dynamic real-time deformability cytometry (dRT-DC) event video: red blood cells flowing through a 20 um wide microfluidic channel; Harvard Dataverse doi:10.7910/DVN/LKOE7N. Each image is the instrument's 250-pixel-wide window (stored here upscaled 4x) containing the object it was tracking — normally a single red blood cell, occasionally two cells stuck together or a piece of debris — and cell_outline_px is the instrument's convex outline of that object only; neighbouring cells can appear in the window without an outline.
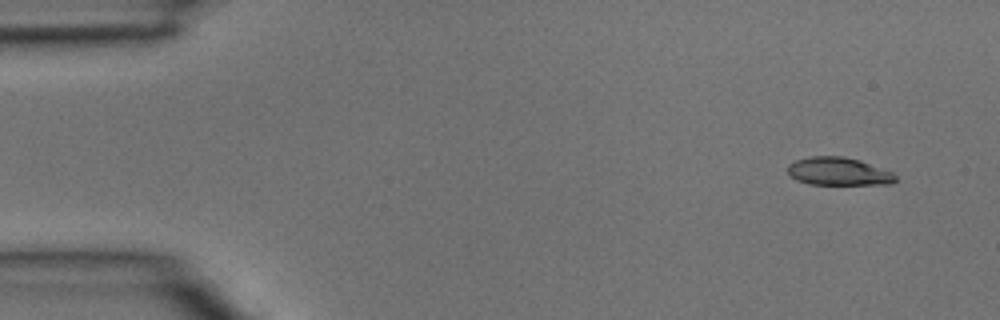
{"species": "common noctule bat (a hibernating species)", "species_latin": "Nyctalus noctula", "temperature_condition": "room temperature", "stored_images_in_passage": 4, "camera_frame_rate_fps": 3000, "um_per_image_px": 0.085, "animal": {"sex": "male", "body_mass_g": 15.6}, "frame": {"image": 1, "passage_image": 1, "time_ms": 0.0, "image_size_px": [1000, 320], "cell_outline_px": [[896, 180], [892, 184], [808, 184], [796, 180], [788, 172], [788, 164], [796, 160], [808, 156], [844, 156], [860, 160], [892, 172], [896, 176]], "centroid_in_image_um": [71.26, 14.56], "position_along_channel_um": 13.7, "area_um2": 17.57}}